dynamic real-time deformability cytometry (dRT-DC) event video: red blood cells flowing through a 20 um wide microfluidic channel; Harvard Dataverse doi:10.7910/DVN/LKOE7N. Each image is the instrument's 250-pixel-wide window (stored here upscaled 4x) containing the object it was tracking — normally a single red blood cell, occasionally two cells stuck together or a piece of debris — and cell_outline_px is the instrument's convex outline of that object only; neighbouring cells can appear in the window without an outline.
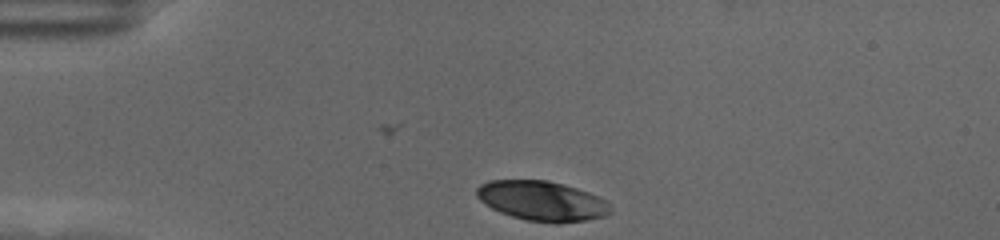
{"species": "human", "species_latin": "Homo sapiens", "temperature_condition": "cold", "stored_images_in_passage": 35, "camera_frame_rate_fps": 3000, "um_per_image_px": 0.085, "donor": {"sex": "female"}, "frame": {"image": 1, "passage_image": 1, "time_ms": 0.0, "image_size_px": [1000, 240], "cell_outline_px": [[612, 212], [604, 216], [588, 220], [556, 224], [528, 220], [512, 216], [500, 212], [484, 204], [476, 196], [476, 188], [480, 184], [488, 180], [548, 180], [564, 184], [588, 192], [604, 200], [612, 208]], "centroid_in_image_um": [46.05, 17.08], "position_along_channel_um": 38.9, "area_um2": 31.15}}
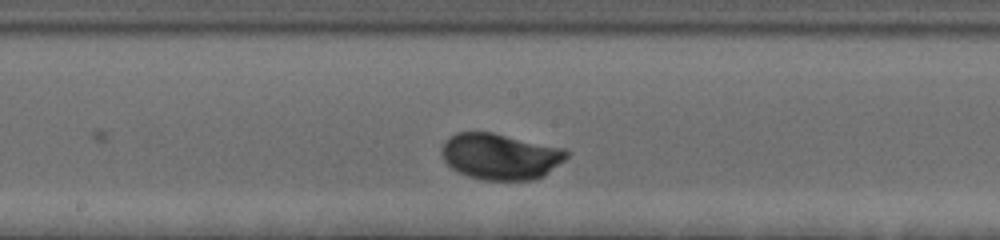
{"frame": {"image": 2, "passage_image": 19, "time_ms": 6.0, "image_size_px": [1000, 240], "cell_outline_px": [[568, 156], [564, 160], [544, 176], [532, 180], [484, 180], [468, 176], [452, 168], [444, 160], [440, 152], [440, 148], [444, 140], [448, 136], [456, 132], [492, 132], [568, 148]], "centroid_in_image_um": [42.53, 13.28], "position_along_channel_um": 205.7, "area_um2": 34.04}}
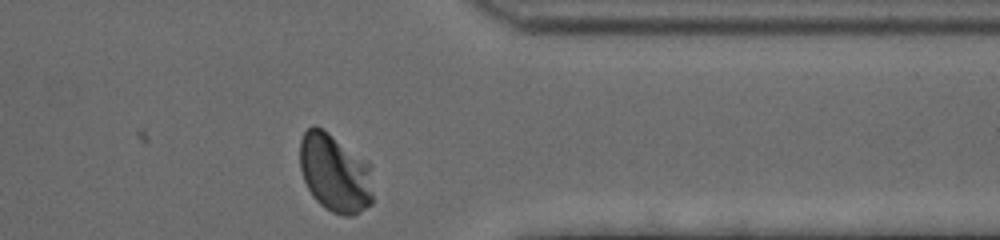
{"frame": {"image": 3, "passage_image": 35, "time_ms": 11.333, "image_size_px": [1000, 240], "cell_outline_px": [[372, 204], [352, 216], [344, 216], [332, 212], [324, 208], [312, 196], [304, 180], [300, 168], [300, 140], [304, 132], [312, 124], [316, 124], [328, 132], [368, 164], [372, 192]], "centroid_in_image_um": [28.41, 14.72], "position_along_channel_um": 383.0, "area_um2": 33.0}, "authors_computed_cell_mechanics": {"area_um2": 32.3102, "velocity_mm_per_s": 3.4489, "shape_relaxation_time_tau1_ms": 2.4225, "shape_relaxation_time_tau2_ms": null, "deformation_change_tau1": 0.1508, "deformation_change_tau2": null}}